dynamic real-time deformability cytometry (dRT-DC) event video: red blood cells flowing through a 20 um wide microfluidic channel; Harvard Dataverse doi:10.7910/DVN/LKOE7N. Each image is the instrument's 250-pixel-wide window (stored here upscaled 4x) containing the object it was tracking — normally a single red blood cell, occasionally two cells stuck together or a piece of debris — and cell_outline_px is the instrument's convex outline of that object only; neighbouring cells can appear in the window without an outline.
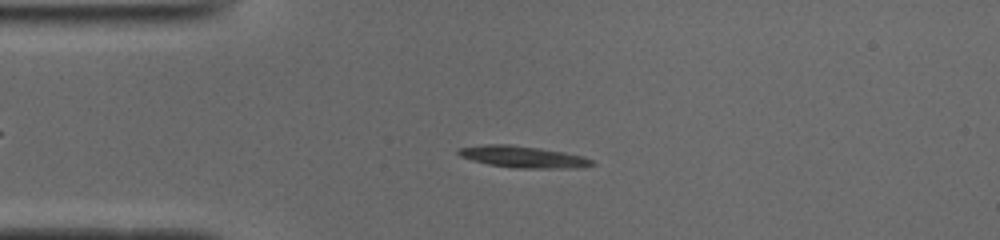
{"species": "common noctule bat (a hibernating species)", "species_latin": "Nyctalus noctula", "temperature_condition": "cold", "stored_images_in_passage": 50, "camera_frame_rate_fps": 3000, "um_per_image_px": 0.085, "animal": {"sex": "male", "body_mass_g": 19.0, "forearm_length_mm": 50.8}, "frame": {"image": 1, "passage_image": 11, "time_ms": 3.333, "image_size_px": [1000, 240], "cell_outline_px": [[596, 164], [584, 168], [512, 168], [488, 164], [472, 160], [460, 156], [456, 152], [460, 148], [484, 144], [512, 144], [540, 148], [564, 152], [584, 156], [592, 160]], "centroid_in_image_um": [44.5, 13.33], "position_along_channel_um": 40.5, "area_um2": 17.05}}
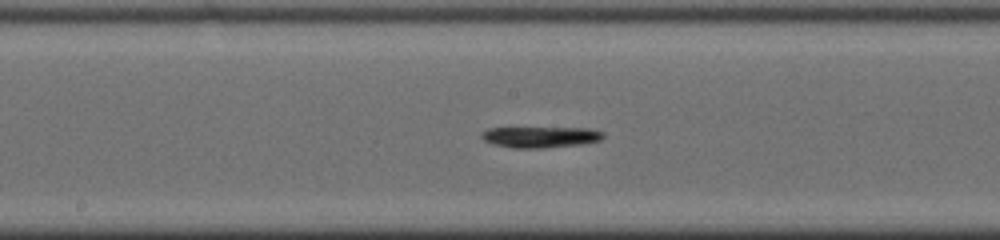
{"frame": {"image": 2, "passage_image": 25, "time_ms": 8.0, "image_size_px": [1000, 240], "cell_outline_px": [[604, 136], [600, 140], [580, 144], [540, 148], [512, 148], [492, 144], [484, 140], [480, 136], [480, 132], [488, 128], [592, 128], [604, 132]], "centroid_in_image_um": [45.91, 11.64], "position_along_channel_um": 202.3, "area_um2": 14.97}}
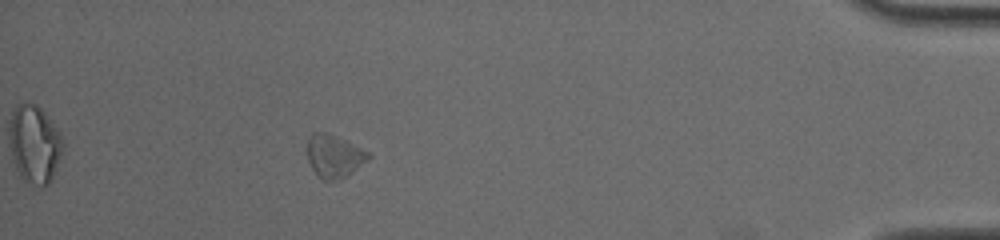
{"frame": {"image": 3, "passage_image": 45, "time_ms": 14.667, "image_size_px": [1000, 240], "cell_outline_px": [[372, 156], [368, 160], [348, 176], [340, 180], [324, 180], [316, 176], [308, 160], [308, 140], [312, 132], [328, 132], [368, 152]], "centroid_in_image_um": [28.4, 13.29], "position_along_channel_um": 406.8, "area_um2": 15.26}, "authors_computed_cell_mechanics": {"area_um2": 14.9124, "velocity_mm_per_s": 3.9078, "shape_relaxation_time_tau1_ms": 2.3416, "shape_relaxation_time_tau2_ms": null, "deformation_change_tau1": 0.1244, "deformation_change_tau2": null}}